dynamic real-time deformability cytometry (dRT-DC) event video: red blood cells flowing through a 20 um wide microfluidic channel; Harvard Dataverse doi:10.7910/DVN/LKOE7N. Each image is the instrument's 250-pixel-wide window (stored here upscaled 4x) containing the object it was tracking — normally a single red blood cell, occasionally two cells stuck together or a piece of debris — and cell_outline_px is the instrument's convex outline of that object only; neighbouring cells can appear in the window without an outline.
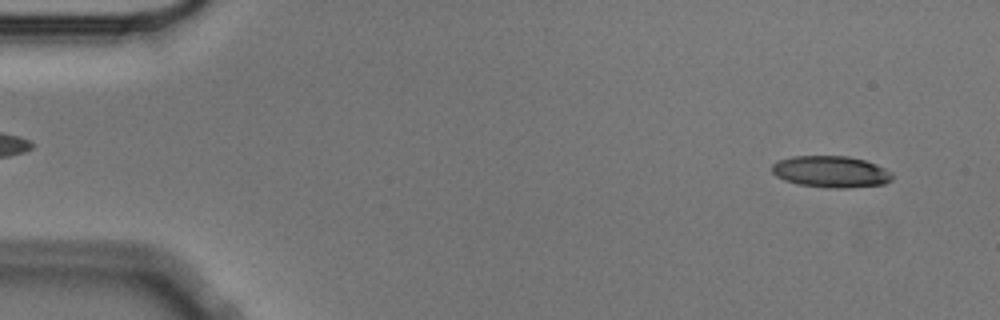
{"species": "Egyptian fruit bat (a non-hibernating species)", "species_latin": "Rousettus aegyptiacus", "temperature_condition": "cold", "stored_images_in_passage": 55, "camera_frame_rate_fps": 3000, "um_per_image_px": 0.085, "animal": {"sex": "male"}, "frame": {"image": 1, "passage_image": 3, "time_ms": 0.667, "image_size_px": [1000, 320], "cell_outline_px": [[892, 180], [884, 184], [848, 188], [828, 188], [800, 184], [784, 180], [776, 176], [772, 172], [772, 164], [780, 160], [792, 156], [848, 156], [864, 160], [876, 164], [892, 172]], "centroid_in_image_um": [70.64, 14.6], "position_along_channel_um": 14.4, "area_um2": 22.14}}
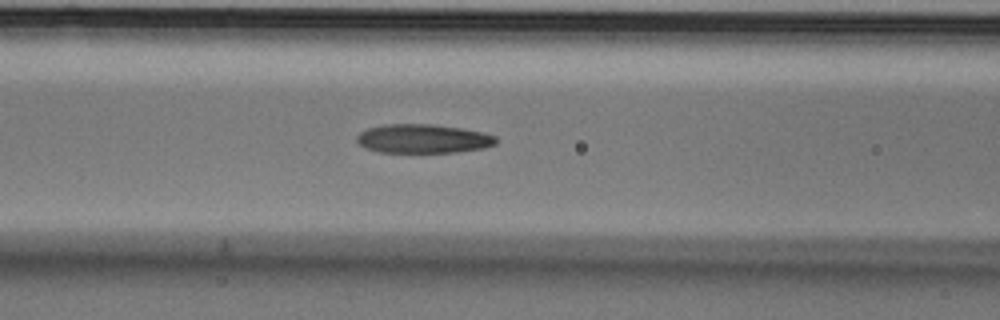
{"frame": {"image": 2, "passage_image": 22, "time_ms": 7.0, "image_size_px": [1000, 320], "cell_outline_px": [[496, 144], [484, 148], [456, 152], [380, 152], [364, 148], [356, 140], [356, 136], [360, 132], [368, 128], [384, 124], [436, 124], [464, 128], [484, 132], [496, 136]], "centroid_in_image_um": [35.97, 11.78], "position_along_channel_um": 130.6, "area_um2": 23.7}}
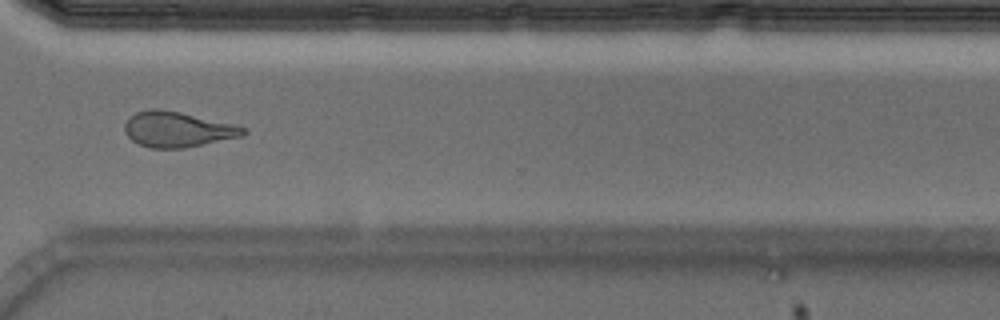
{"frame": {"image": 3, "passage_image": 41, "time_ms": 13.333, "image_size_px": [1000, 320], "cell_outline_px": [[248, 132], [244, 136], [184, 148], [148, 148], [132, 140], [124, 132], [124, 124], [128, 116], [136, 112], [152, 108], [156, 108], [180, 112], [236, 124], [244, 128]], "centroid_in_image_um": [15.08, 10.99], "position_along_channel_um": 355.5, "area_um2": 24.68}, "authors_computed_cell_mechanics": {"area_um2": 23.987, "velocity_mm_per_s": 3.5559, "shape_relaxation_time_tau1_ms": 3.875, "shape_relaxation_time_tau2_ms": 3.1734, "deformation_change_tau1": 0.1718, "deformation_change_tau2": 0.1305}}